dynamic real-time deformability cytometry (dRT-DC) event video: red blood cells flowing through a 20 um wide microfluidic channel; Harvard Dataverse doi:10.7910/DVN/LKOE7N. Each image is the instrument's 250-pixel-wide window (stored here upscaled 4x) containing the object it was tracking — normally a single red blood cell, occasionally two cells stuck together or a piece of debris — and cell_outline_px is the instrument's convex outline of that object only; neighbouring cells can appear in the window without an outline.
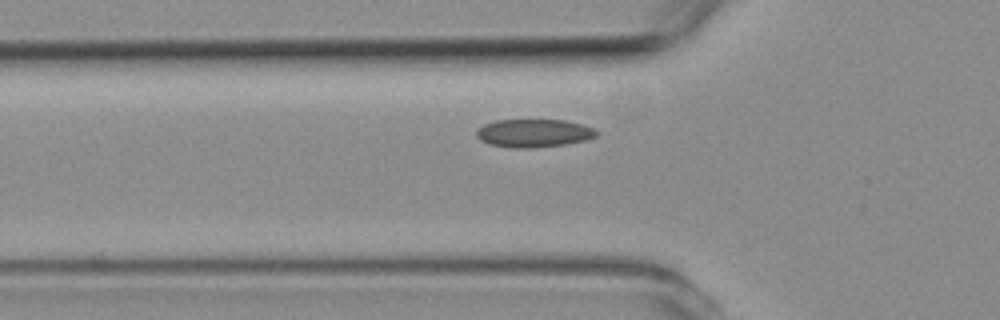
{"species": "common noctule bat (a hibernating species)", "species_latin": "Nyctalus noctula", "temperature_condition": "room temperature", "stored_images_in_passage": 5, "camera_frame_rate_fps": 3000, "um_per_image_px": 0.085, "animal": {"sex": "female", "body_mass_g": 19.3, "forearm_length_mm": 54.1}, "frame": {"image": 1, "passage_image": 5, "time_ms": 4.333, "image_size_px": [1000, 320], "cell_outline_px": [[600, 132], [596, 136], [584, 140], [564, 144], [532, 148], [512, 148], [492, 144], [480, 140], [476, 136], [476, 128], [484, 124], [496, 120], [564, 120], [580, 124], [592, 128]], "centroid_in_image_um": [45.33, 11.31], "position_along_channel_um": 80.5, "area_um2": 19.54}}